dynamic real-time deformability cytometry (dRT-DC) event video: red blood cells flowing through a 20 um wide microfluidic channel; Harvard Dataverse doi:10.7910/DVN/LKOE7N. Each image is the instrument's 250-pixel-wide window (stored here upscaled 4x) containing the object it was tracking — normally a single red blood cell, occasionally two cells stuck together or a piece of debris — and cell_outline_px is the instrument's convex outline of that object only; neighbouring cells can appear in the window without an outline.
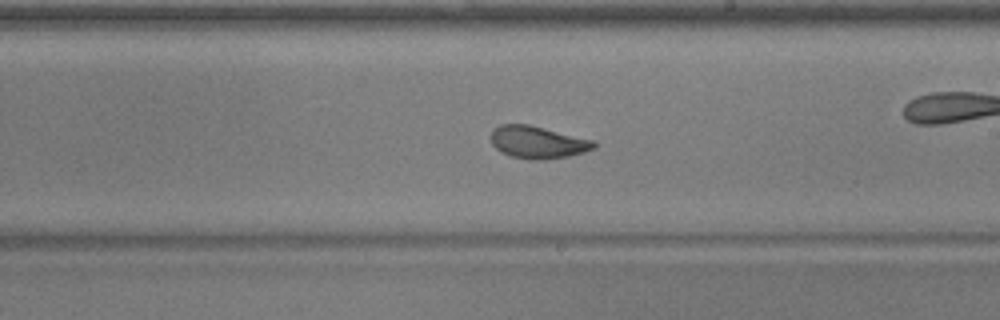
{"species": "common noctule bat (a hibernating species)", "species_latin": "Nyctalus noctula", "temperature_condition": "warm", "stored_images_in_passage": 53, "camera_frame_rate_fps": 3000, "um_per_image_px": 0.085, "animal": {"sex": "male", "body_mass_g": 17.9, "forearm_length_mm": 54.2}, "frame": {"image": 1, "passage_image": 31, "time_ms": 10.0, "image_size_px": [1000, 320], "cell_outline_px": [[596, 148], [584, 152], [568, 156], [544, 160], [528, 160], [512, 156], [500, 152], [492, 144], [492, 128], [500, 124], [528, 124], [596, 140]], "centroid_in_image_um": [45.73, 12.09], "position_along_channel_um": 243.3, "area_um2": 19.65}, "authors_computed_cell_mechanics": {"area_um2": 19.7676, "velocity_mm_per_s": 3.9369, "shape_relaxation_time_tau1_ms": 2.9602, "shape_relaxation_time_tau2_ms": 0.9393, "deformation_change_tau1": 0.1197, "deformation_change_tau2": 0.0534}}